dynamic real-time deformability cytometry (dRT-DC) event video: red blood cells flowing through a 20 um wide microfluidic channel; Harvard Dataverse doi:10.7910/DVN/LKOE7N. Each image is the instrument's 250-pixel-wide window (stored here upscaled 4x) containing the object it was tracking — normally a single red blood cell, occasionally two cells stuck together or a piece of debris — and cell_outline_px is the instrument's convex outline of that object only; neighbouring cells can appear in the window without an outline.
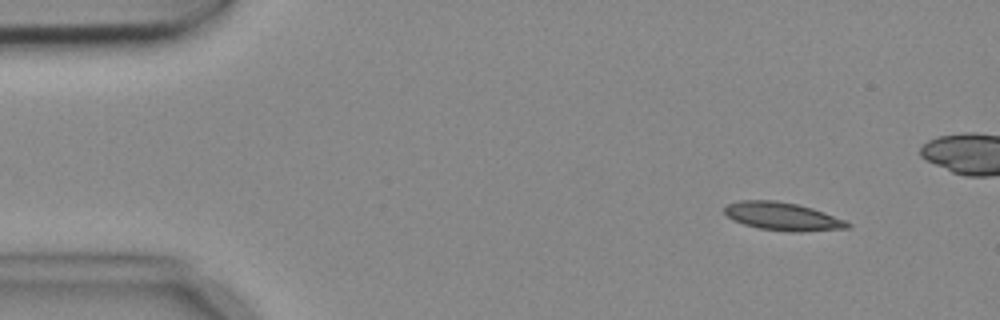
{"species": "common noctule bat (a hibernating species)", "species_latin": "Nyctalus noctula", "temperature_condition": "cold", "stored_images_in_passage": 7, "camera_frame_rate_fps": 3000, "um_per_image_px": 0.085, "animal": {"sex": "female", "body_mass_g": 18.4}, "frame": {"image": 1, "passage_image": 2, "time_ms": 0.333, "image_size_px": [1000, 320], "cell_outline_px": [[852, 224], [848, 228], [800, 232], [788, 232], [756, 228], [732, 220], [724, 212], [724, 208], [728, 204], [740, 200], [776, 200], [796, 204], [812, 208], [844, 220]], "centroid_in_image_um": [66.49, 18.4], "position_along_channel_um": 18.5, "area_um2": 20.11}}